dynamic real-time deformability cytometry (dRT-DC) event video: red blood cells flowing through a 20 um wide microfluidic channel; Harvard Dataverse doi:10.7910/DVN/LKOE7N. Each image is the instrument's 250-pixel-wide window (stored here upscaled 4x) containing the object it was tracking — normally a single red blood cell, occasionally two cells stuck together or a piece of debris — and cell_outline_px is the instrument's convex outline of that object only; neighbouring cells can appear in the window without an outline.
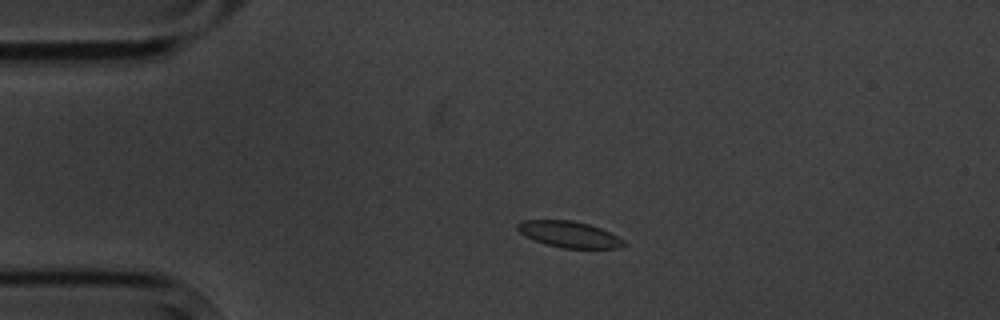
{"species": "common noctule bat (a hibernating species)", "species_latin": "Nyctalus noctula", "temperature_condition": "cold", "stored_images_in_passage": 3, "camera_frame_rate_fps": 3000, "um_per_image_px": 0.085, "animal": {"sex": "male", "body_mass_g": 20.1, "forearm_length_mm": 53.5}, "frame": {"image": 1, "passage_image": 2, "time_ms": 1.333, "image_size_px": [1000, 320], "cell_outline_px": [[628, 244], [620, 248], [564, 248], [548, 244], [524, 236], [516, 228], [516, 224], [520, 220], [572, 220], [588, 224], [600, 228], [624, 240]], "centroid_in_image_um": [48.37, 19.91], "position_along_channel_um": 36.6, "area_um2": 16.13}}